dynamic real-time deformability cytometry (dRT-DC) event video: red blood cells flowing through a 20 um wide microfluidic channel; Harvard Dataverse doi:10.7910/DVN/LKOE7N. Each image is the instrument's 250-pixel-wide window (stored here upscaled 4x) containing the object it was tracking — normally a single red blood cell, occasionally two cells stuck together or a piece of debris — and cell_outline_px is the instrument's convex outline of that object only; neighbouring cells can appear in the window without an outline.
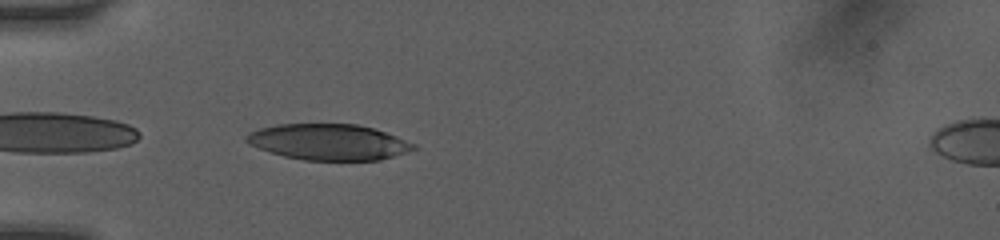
{"species": "human", "species_latin": "Homo sapiens", "temperature_condition": "room temperature", "stored_images_in_passage": 49, "camera_frame_rate_fps": 3000, "um_per_image_px": 0.085, "donor": {"sex": "female"}, "frame": {"image": 1, "passage_image": 1, "time_ms": 0.0, "image_size_px": [1000, 240], "cell_outline_px": [[416, 148], [408, 152], [380, 160], [304, 160], [284, 156], [248, 144], [244, 140], [244, 136], [248, 132], [260, 128], [276, 124], [356, 124], [372, 128], [396, 136], [416, 144]], "centroid_in_image_um": [27.91, 12.07], "position_along_channel_um": 57.1, "area_um2": 34.97}}
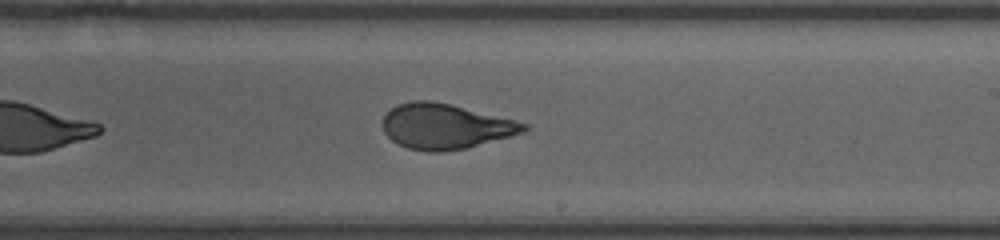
{"frame": {"image": 2, "passage_image": 22, "time_ms": 5.0, "image_size_px": [1000, 240], "cell_outline_px": [[528, 128], [524, 132], [464, 148], [440, 152], [428, 152], [408, 148], [392, 140], [384, 132], [380, 124], [384, 116], [396, 104], [412, 100], [432, 100], [528, 124]], "centroid_in_image_um": [37.77, 10.74], "position_along_channel_um": 251.2, "area_um2": 36.59}}
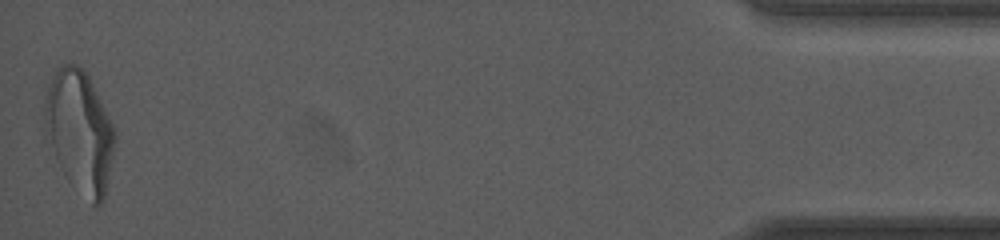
{"frame": {"image": 3, "passage_image": 49, "time_ms": 11.333, "image_size_px": [1000, 240], "cell_outline_px": [[116, 140], [104, 196], [100, 204], [96, 208], [92, 204], [60, 164], [44, 136], [44, 100], [52, 76], [56, 68], [64, 64], [76, 64], [88, 76], [116, 128]], "centroid_in_image_um": [6.77, 11.09], "position_along_channel_um": 428.4, "area_um2": 48.9}, "authors_computed_cell_mechanics": {"area_um2": 37.1654, "velocity_mm_per_s": 4.103, "shape_relaxation_time_tau1_ms": 5.3023, "shape_relaxation_time_tau2_ms": 0.8001, "deformation_change_tau1": 0.219, "deformation_change_tau2": 0.0772}}